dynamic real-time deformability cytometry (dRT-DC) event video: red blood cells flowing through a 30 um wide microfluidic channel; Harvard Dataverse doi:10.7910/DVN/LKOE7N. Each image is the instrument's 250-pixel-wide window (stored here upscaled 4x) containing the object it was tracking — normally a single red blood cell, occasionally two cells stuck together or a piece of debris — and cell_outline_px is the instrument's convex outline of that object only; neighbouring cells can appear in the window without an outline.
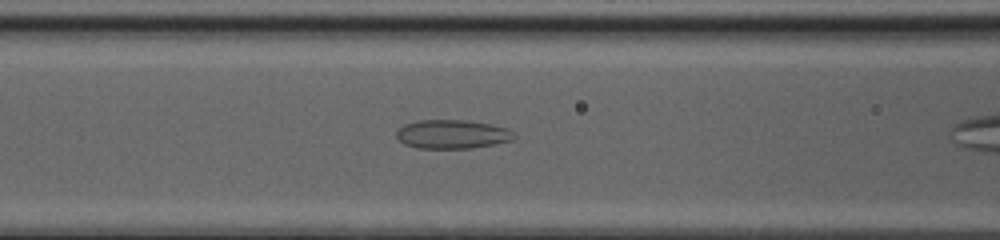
{"species": "common noctule bat (a hibernating species)", "species_latin": "Nyctalus noctula", "temperature_condition": "cold", "stored_images_in_passage": 26, "camera_frame_rate_fps": 3000, "um_per_image_px": 0.085, "animal": {"sex": "female", "body_mass_g": 20.0, "forearm_length_mm": 54.0}, "frame": {"image": 1, "passage_image": 6, "time_ms": 1.667, "image_size_px": [1000, 240], "cell_outline_px": [[516, 136], [512, 140], [472, 148], [416, 148], [404, 144], [396, 136], [396, 132], [404, 124], [416, 120], [464, 120], [488, 124], [508, 128]], "centroid_in_image_um": [38.41, 11.41], "position_along_channel_um": 128.2, "area_um2": 19.65}}
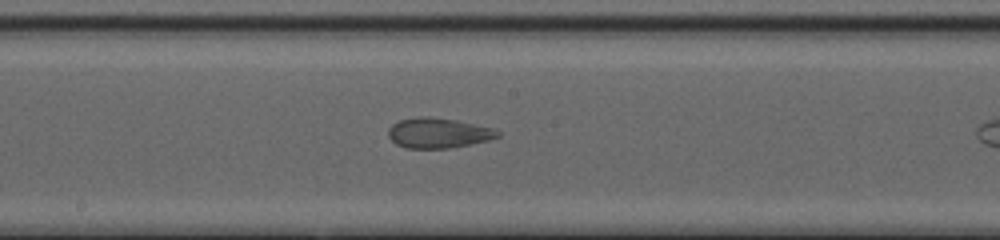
{"frame": {"image": 2, "passage_image": 12, "time_ms": 3.667, "image_size_px": [1000, 240], "cell_outline_px": [[500, 136], [488, 140], [448, 148], [404, 148], [396, 144], [388, 136], [388, 128], [392, 124], [400, 120], [420, 116], [428, 116], [456, 120], [492, 128], [500, 132]], "centroid_in_image_um": [37.21, 11.3], "position_along_channel_um": 211.0, "area_um2": 19.07}}
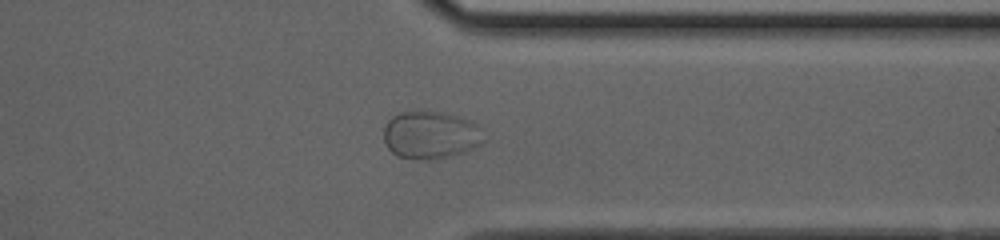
{"frame": {"image": 3, "passage_image": 24, "time_ms": 7.667, "image_size_px": [1000, 240], "cell_outline_px": [[484, 140], [480, 144], [472, 148], [448, 156], [432, 160], [428, 160], [400, 156], [392, 152], [388, 148], [384, 140], [384, 128], [388, 120], [392, 116], [400, 112], [444, 112], [460, 116], [472, 120], [476, 124]], "centroid_in_image_um": [36.58, 11.46], "position_along_channel_um": 374.8, "area_um2": 27.4}}